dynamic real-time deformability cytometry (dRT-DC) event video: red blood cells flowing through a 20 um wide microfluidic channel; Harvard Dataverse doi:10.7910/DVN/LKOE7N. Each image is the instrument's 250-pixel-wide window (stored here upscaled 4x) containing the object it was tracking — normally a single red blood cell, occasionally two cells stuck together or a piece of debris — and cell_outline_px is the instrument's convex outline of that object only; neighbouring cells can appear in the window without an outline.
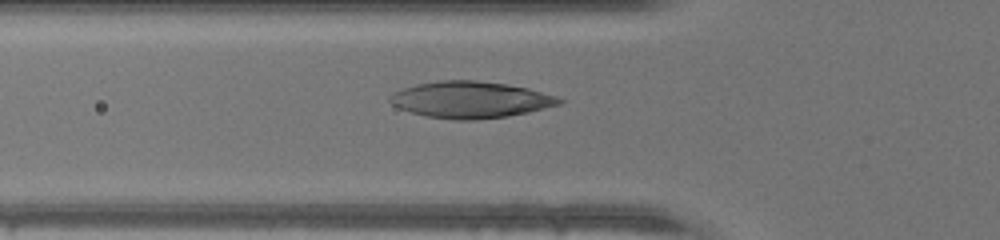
{"species": "human", "species_latin": "Homo sapiens", "temperature_condition": "warm", "stored_images_in_passage": 47, "camera_frame_rate_fps": 3000, "um_per_image_px": 0.085, "donor": {"sex": "male"}, "frame": {"image": 1, "passage_image": 16, "time_ms": 5.0, "image_size_px": [1000, 240], "cell_outline_px": [[564, 100], [560, 104], [528, 112], [508, 116], [476, 120], [456, 120], [428, 116], [412, 112], [400, 108], [392, 104], [388, 100], [388, 96], [392, 92], [416, 84], [440, 80], [476, 80], [508, 84], [528, 88], [556, 96]], "centroid_in_image_um": [39.98, 8.47], "position_along_channel_um": 85.8, "area_um2": 36.01}}
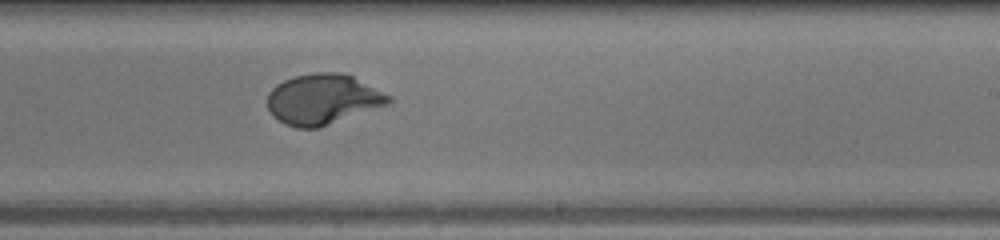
{"frame": {"image": 2, "passage_image": 28, "time_ms": 9.0, "image_size_px": [1000, 240], "cell_outline_px": [[392, 104], [320, 128], [296, 128], [284, 124], [272, 116], [268, 108], [268, 92], [276, 84], [292, 76], [312, 72], [336, 72], [352, 76], [392, 96]], "centroid_in_image_um": [27.46, 8.45], "position_along_channel_um": 261.5, "area_um2": 36.18}}
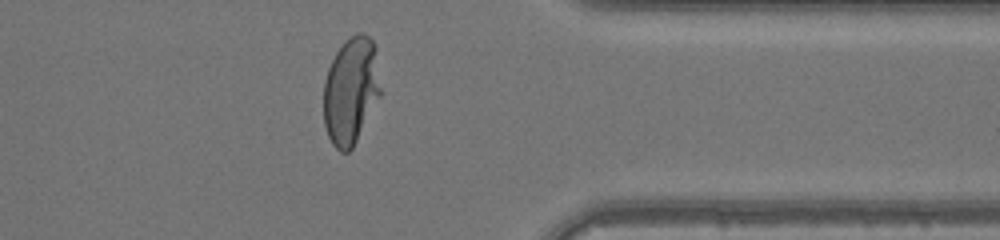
{"frame": {"image": 3, "passage_image": 37, "time_ms": 12.0, "image_size_px": [1000, 240], "cell_outline_px": [[384, 92], [352, 148], [348, 152], [340, 152], [332, 144], [328, 136], [324, 124], [324, 80], [328, 68], [336, 52], [356, 32], [364, 32], [376, 44]], "centroid_in_image_um": [29.89, 7.7], "position_along_channel_um": 381.5, "area_um2": 36.47}}